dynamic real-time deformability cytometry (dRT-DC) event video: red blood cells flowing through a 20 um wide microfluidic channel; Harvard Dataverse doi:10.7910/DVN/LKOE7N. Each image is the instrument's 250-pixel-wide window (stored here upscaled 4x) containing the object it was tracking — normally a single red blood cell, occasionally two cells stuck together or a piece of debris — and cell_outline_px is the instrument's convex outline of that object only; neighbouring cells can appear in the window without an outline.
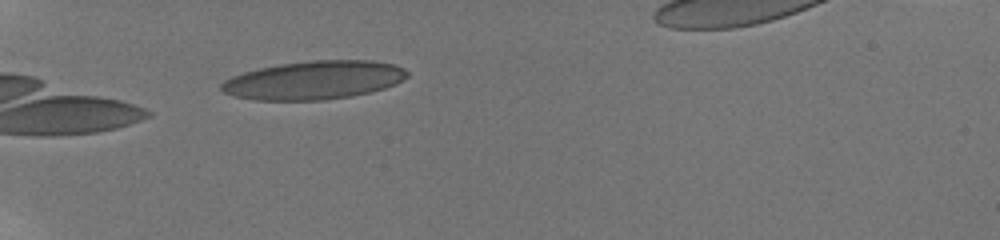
{"species": "human", "species_latin": "Homo sapiens", "temperature_condition": "room temperature", "stored_images_in_passage": 8, "camera_frame_rate_fps": 3000, "um_per_image_px": 0.085, "donor": {"sex": "male"}, "frame": {"image": 1, "passage_image": 3, "time_ms": 0.667, "image_size_px": [1000, 240], "cell_outline_px": [[408, 76], [396, 84], [384, 88], [368, 92], [348, 96], [324, 100], [256, 100], [236, 96], [224, 92], [220, 88], [220, 84], [224, 80], [232, 76], [244, 72], [260, 68], [280, 64], [312, 60], [372, 60], [392, 64], [404, 68], [408, 72]], "centroid_in_image_um": [26.68, 6.8], "position_along_channel_um": 58.3, "area_um2": 41.44}}